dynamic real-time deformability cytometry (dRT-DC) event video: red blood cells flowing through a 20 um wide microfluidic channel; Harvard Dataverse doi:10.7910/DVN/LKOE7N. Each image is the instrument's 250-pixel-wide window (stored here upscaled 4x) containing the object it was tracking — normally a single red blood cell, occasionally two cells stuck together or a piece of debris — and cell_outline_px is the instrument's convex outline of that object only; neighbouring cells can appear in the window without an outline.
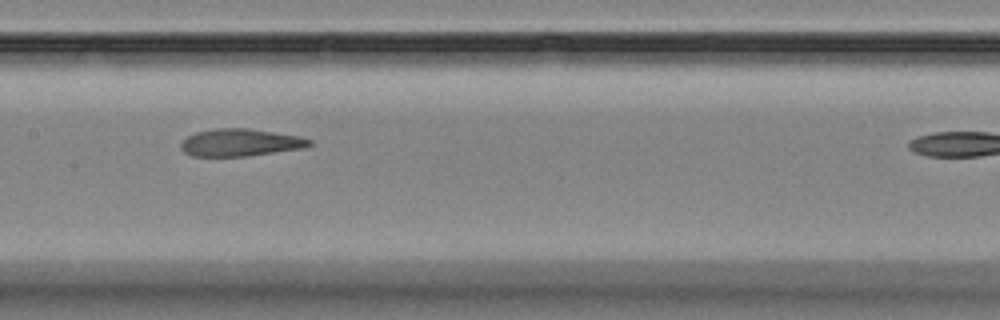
{"species": "Egyptian fruit bat (a non-hibernating species)", "species_latin": "Rousettus aegyptiacus", "temperature_condition": "room temperature", "stored_images_in_passage": 7, "segment_of_instrument_passage": [1, 2], "camera_frame_rate_fps": 3000, "um_per_image_px": 0.085, "animal": {"sex": "female"}, "frame": {"image": 1, "passage_image": 5, "time_ms": 5.333, "image_size_px": [1000, 320], "cell_outline_px": [[312, 144], [304, 148], [244, 156], [192, 156], [184, 152], [180, 148], [180, 144], [188, 136], [196, 132], [216, 128], [248, 128], [300, 136], [312, 140]], "centroid_in_image_um": [20.42, 12.11], "position_along_channel_um": 187.0, "area_um2": 20.4}}
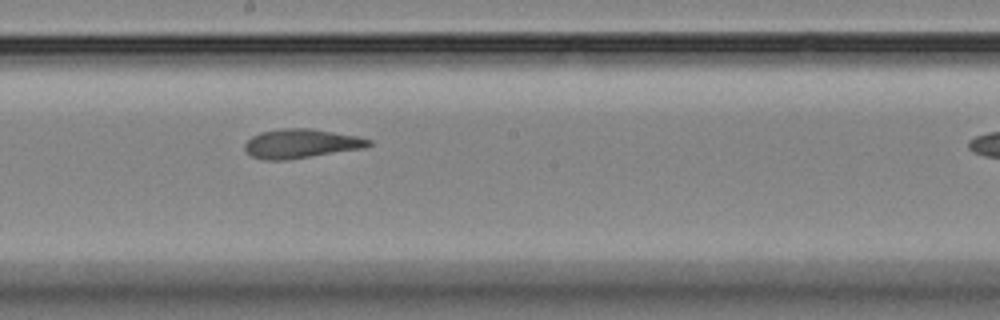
{"frame": {"image": 2, "passage_image": 6, "time_ms": 6.333, "image_size_px": [1000, 320], "cell_outline_px": [[372, 144], [368, 148], [288, 160], [264, 160], [252, 156], [244, 148], [244, 144], [252, 136], [260, 132], [284, 128], [312, 128], [356, 136], [372, 140]], "centroid_in_image_um": [25.63, 12.21], "position_along_channel_um": 222.6, "area_um2": 21.27}}